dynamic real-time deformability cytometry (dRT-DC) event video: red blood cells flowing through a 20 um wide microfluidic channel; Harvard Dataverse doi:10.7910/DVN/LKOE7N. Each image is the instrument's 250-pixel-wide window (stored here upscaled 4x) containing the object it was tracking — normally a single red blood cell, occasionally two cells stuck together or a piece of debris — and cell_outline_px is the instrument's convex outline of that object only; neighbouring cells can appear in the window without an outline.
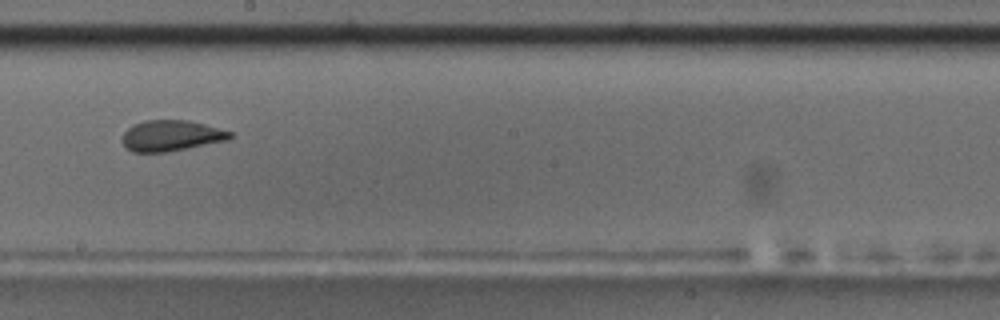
{"species": "common noctule bat (a hibernating species)", "species_latin": "Nyctalus noctula", "temperature_condition": "room temperature", "stored_images_in_passage": 54, "camera_frame_rate_fps": 3000, "um_per_image_px": 0.085, "animal": {"sex": "male", "body_mass_g": 17.5, "forearm_length_mm": 52.3}, "frame": {"image": 1, "passage_image": 31, "time_ms": 10.0, "image_size_px": [1000, 320], "cell_outline_px": [[236, 136], [228, 140], [168, 152], [132, 152], [124, 148], [124, 132], [132, 124], [144, 120], [188, 120], [204, 124], [232, 132]], "centroid_in_image_um": [14.57, 11.53], "position_along_channel_um": 233.6, "area_um2": 19.48}, "authors_computed_cell_mechanics": {"area_um2": 20.8658, "velocity_mm_per_s": 3.7205, "shape_relaxation_time_tau1_ms": 8.6366, "shape_relaxation_time_tau2_ms": 1.3944, "deformation_change_tau1": 0.172, "deformation_change_tau2": 0.0897}}